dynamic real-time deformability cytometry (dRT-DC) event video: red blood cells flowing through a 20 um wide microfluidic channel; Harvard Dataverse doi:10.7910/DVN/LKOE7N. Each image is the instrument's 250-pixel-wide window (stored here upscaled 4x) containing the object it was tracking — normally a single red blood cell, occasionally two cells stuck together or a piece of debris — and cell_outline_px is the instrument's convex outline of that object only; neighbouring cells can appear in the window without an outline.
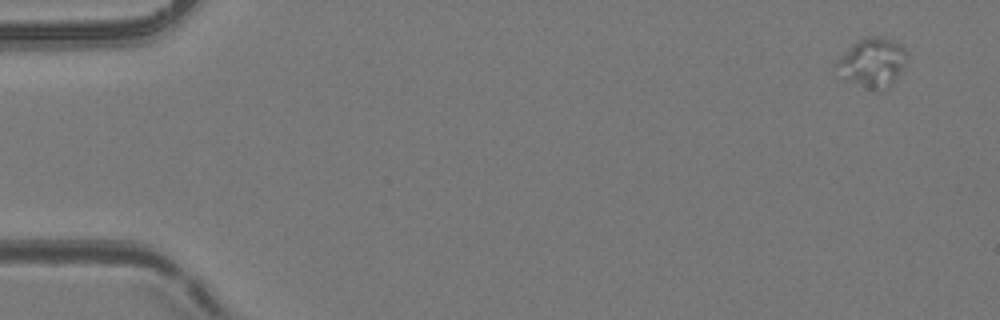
{"species": "common noctule bat (a hibernating species)", "species_latin": "Nyctalus noctula", "temperature_condition": "room temperature", "stored_images_in_passage": 5, "camera_frame_rate_fps": 3000, "um_per_image_px": 0.085, "animal": {"sex": "female", "body_mass_g": 24.6, "forearm_length_mm": 56.2}, "frame": {"image": 1, "passage_image": 1, "time_ms": 0.0, "image_size_px": [1000, 320], "cell_outline_px": [[908, 56], [904, 68], [888, 88], [868, 88], [840, 80], [832, 64], [856, 40], [868, 36], [884, 36], [896, 40], [908, 52]], "centroid_in_image_um": [74.1, 5.29], "position_along_channel_um": 10.9, "area_um2": 20.92}}
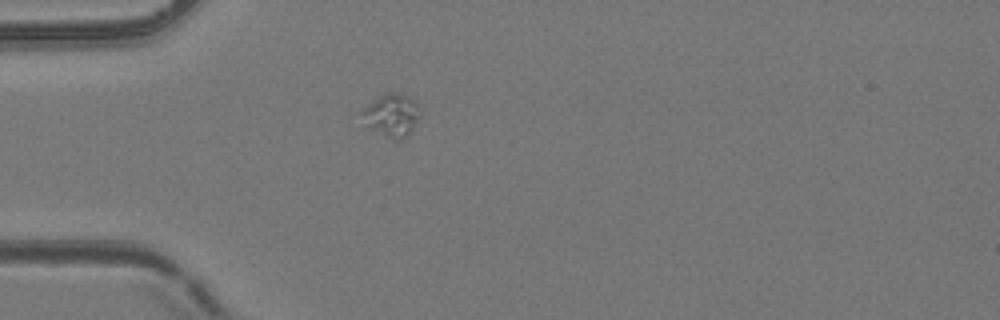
{"frame": {"image": 2, "passage_image": 4, "time_ms": 1.0, "image_size_px": [1000, 320], "cell_outline_px": [[420, 116], [408, 132], [400, 140], [396, 140], [372, 128], [356, 112], [384, 92], [396, 92], [408, 96], [416, 100], [420, 104]], "centroid_in_image_um": [33.28, 9.7], "position_along_channel_um": 51.7, "area_um2": 14.39}}